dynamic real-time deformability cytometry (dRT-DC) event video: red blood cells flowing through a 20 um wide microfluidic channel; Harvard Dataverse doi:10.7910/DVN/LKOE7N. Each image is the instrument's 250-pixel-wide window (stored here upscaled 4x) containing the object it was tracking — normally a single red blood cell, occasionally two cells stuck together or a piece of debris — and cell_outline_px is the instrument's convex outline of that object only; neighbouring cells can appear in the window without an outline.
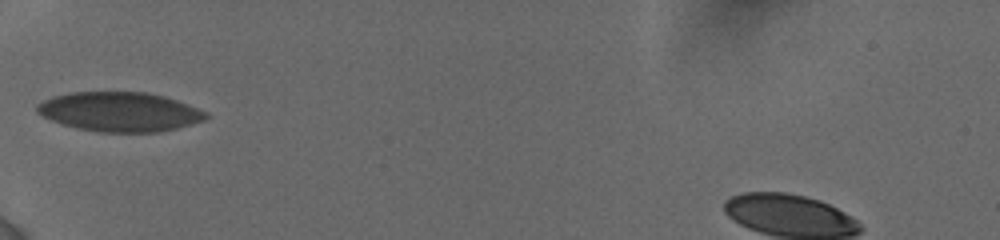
{"species": "human", "species_latin": "Homo sapiens", "temperature_condition": "cold", "stored_images_in_passage": 48, "camera_frame_rate_fps": 3000, "um_per_image_px": 0.085, "donor": {"sex": "female"}, "frame": {"image": 1, "passage_image": 1, "time_ms": 0.0, "image_size_px": [1000, 240], "cell_outline_px": [[208, 116], [204, 120], [192, 124], [160, 132], [96, 132], [76, 128], [52, 120], [36, 112], [36, 104], [52, 96], [68, 92], [144, 92], [164, 96], [188, 104], [208, 112]], "centroid_in_image_um": [10.17, 9.5], "position_along_channel_um": 74.8, "area_um2": 38.84}}
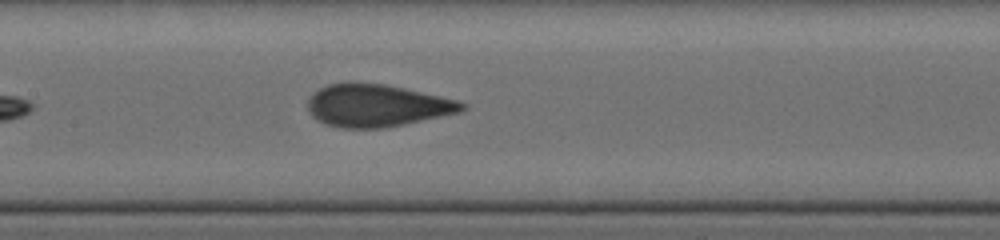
{"frame": {"image": 2, "passage_image": 11, "time_ms": 2.667, "image_size_px": [1000, 240], "cell_outline_px": [[468, 104], [460, 112], [404, 124], [384, 128], [340, 128], [324, 124], [316, 120], [308, 112], [308, 100], [312, 92], [328, 84], [384, 84], [404, 88], [440, 96], [456, 100]], "centroid_in_image_um": [32.0, 8.99], "position_along_channel_um": 175.4, "area_um2": 37.74}}
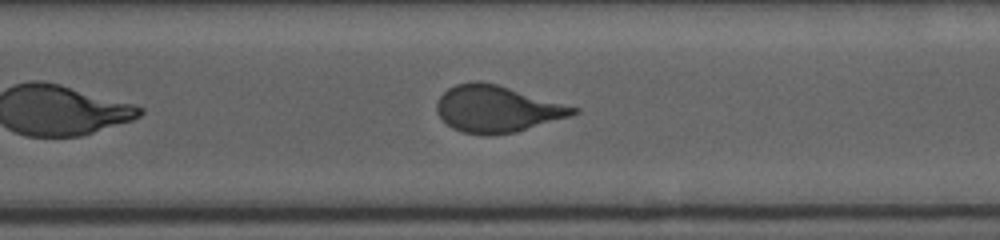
{"frame": {"image": 3, "passage_image": 26, "time_ms": 6.667, "image_size_px": [1000, 240], "cell_outline_px": [[580, 112], [568, 116], [512, 132], [464, 132], [452, 128], [440, 116], [436, 108], [436, 104], [440, 96], [448, 88], [456, 84], [480, 80], [496, 84], [580, 108]], "centroid_in_image_um": [42.22, 9.2], "position_along_channel_um": 328.4, "area_um2": 35.78}, "authors_computed_cell_mechanics": {"area_um2": 37.2521, "velocity_mm_per_s": 3.8386, "shape_relaxation_time_tau1_ms": 7.2426, "shape_relaxation_time_tau2_ms": 0.6325, "deformation_change_tau1": 0.1544, "deformation_change_tau2": 0.0409}}